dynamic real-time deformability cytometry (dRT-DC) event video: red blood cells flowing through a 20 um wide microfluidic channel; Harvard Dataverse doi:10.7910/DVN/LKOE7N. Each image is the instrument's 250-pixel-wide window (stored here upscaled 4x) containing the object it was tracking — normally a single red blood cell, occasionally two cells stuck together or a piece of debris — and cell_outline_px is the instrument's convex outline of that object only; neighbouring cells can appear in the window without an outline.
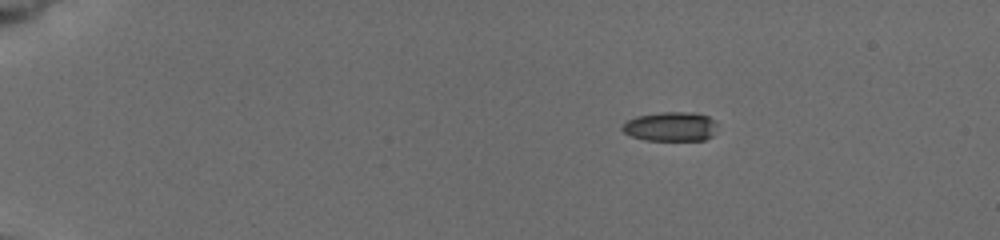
{"species": "common noctule bat (a hibernating species)", "species_latin": "Nyctalus noctula", "temperature_condition": "cold", "stored_images_in_passage": 26, "camera_frame_rate_fps": 3000, "um_per_image_px": 0.085, "animal": {"sex": "female", "body_mass_g": 19.5, "forearm_length_mm": 54.1}, "frame": {"image": 1, "passage_image": 1, "time_ms": 0.0, "image_size_px": [1000, 240], "cell_outline_px": [[716, 124], [712, 136], [704, 140], [644, 140], [632, 136], [624, 132], [620, 128], [628, 120], [636, 116], [660, 112], [692, 112], [708, 116], [716, 120]], "centroid_in_image_um": [57.01, 10.75], "position_along_channel_um": 28.0, "area_um2": 16.24}}